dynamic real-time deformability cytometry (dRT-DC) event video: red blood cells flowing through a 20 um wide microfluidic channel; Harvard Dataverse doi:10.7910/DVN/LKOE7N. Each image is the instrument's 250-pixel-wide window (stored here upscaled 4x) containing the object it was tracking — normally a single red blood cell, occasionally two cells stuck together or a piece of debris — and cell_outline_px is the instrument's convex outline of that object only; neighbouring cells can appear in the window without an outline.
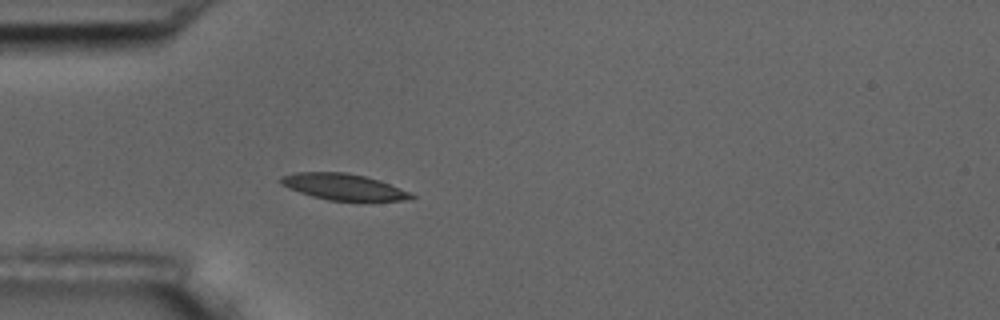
{"species": "common noctule bat (a hibernating species)", "species_latin": "Nyctalus noctula", "temperature_condition": "room temperature", "stored_images_in_passage": 1, "camera_frame_rate_fps": 3000, "um_per_image_px": 0.085, "animal": {"sex": "male", "body_mass_g": 17.5, "forearm_length_mm": 52.3}, "frame": {"image": 1, "passage_image": 1, "time_ms": 0.0, "image_size_px": [1000, 320], "cell_outline_px": [[416, 196], [412, 200], [328, 200], [312, 196], [288, 188], [280, 184], [280, 176], [296, 172], [344, 172], [364, 176], [380, 180], [408, 192]], "centroid_in_image_um": [29.16, 15.87], "position_along_channel_um": 55.8, "area_um2": 19.71}}